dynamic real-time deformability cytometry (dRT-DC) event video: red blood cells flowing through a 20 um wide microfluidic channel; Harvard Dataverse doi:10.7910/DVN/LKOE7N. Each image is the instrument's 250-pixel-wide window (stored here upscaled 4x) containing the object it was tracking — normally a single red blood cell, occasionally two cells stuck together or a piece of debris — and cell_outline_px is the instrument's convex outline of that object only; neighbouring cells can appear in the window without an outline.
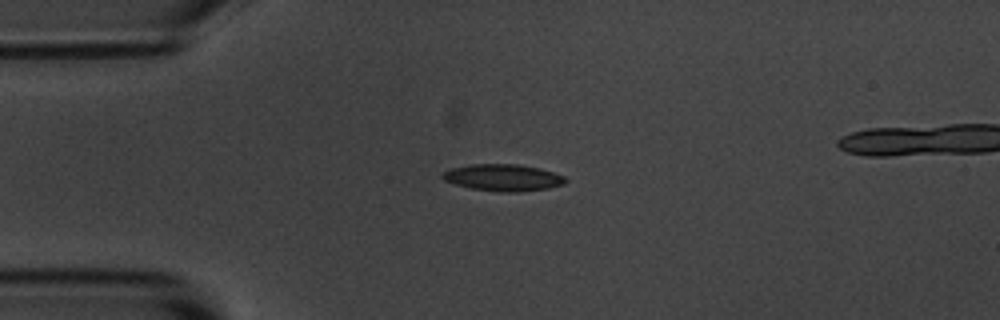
{"species": "common noctule bat (a hibernating species)", "species_latin": "Nyctalus noctula", "temperature_condition": "room temperature", "stored_images_in_passage": 4, "camera_frame_rate_fps": 3000, "um_per_image_px": 0.085, "animal": {"sex": "male", "body_mass_g": 20.1, "forearm_length_mm": 53.5}, "frame": {"image": 1, "passage_image": 1, "time_ms": 0.0, "image_size_px": [1000, 320], "cell_outline_px": [[568, 180], [564, 184], [548, 188], [516, 192], [500, 192], [472, 188], [456, 184], [444, 180], [440, 176], [448, 168], [472, 164], [520, 164], [540, 168], [564, 176]], "centroid_in_image_um": [42.76, 15.08], "position_along_channel_um": 42.2, "area_um2": 19.19}}
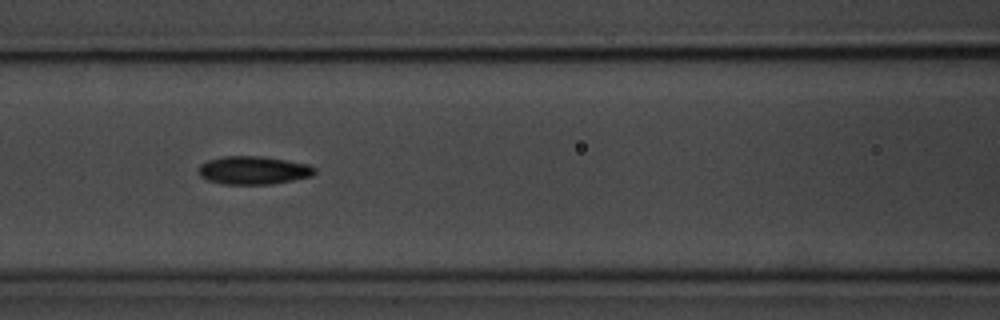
{"frame": {"image": 2, "passage_image": 4, "time_ms": 3.333, "image_size_px": [1000, 320], "cell_outline_px": [[316, 172], [312, 176], [272, 184], [224, 184], [208, 180], [200, 176], [200, 164], [208, 160], [224, 156], [260, 156], [308, 164], [316, 168]], "centroid_in_image_um": [21.56, 14.47], "position_along_channel_um": 145.0, "area_um2": 18.9}}